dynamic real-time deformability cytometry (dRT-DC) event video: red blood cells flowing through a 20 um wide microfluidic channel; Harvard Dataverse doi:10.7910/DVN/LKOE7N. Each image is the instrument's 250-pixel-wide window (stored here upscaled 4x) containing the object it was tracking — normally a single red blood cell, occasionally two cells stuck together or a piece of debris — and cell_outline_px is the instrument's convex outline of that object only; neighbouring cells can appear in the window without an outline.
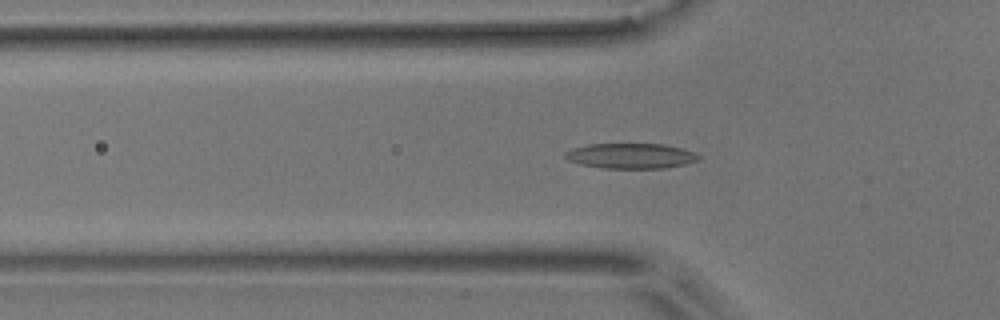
{"species": "common noctule bat (a hibernating species)", "species_latin": "Nyctalus noctula", "temperature_condition": "room temperature", "stored_images_in_passage": 46, "camera_frame_rate_fps": 3000, "um_per_image_px": 0.085, "animal": {"sex": "male", "body_mass_g": 17.9}, "frame": {"image": 1, "passage_image": 9, "time_ms": 2.667, "image_size_px": [1000, 320], "cell_outline_px": [[700, 160], [684, 164], [664, 168], [604, 168], [580, 164], [568, 160], [564, 156], [564, 152], [572, 148], [588, 144], [664, 144], [680, 148], [692, 152], [700, 156]], "centroid_in_image_um": [53.59, 13.25], "position_along_channel_um": 72.2, "area_um2": 19.54}}
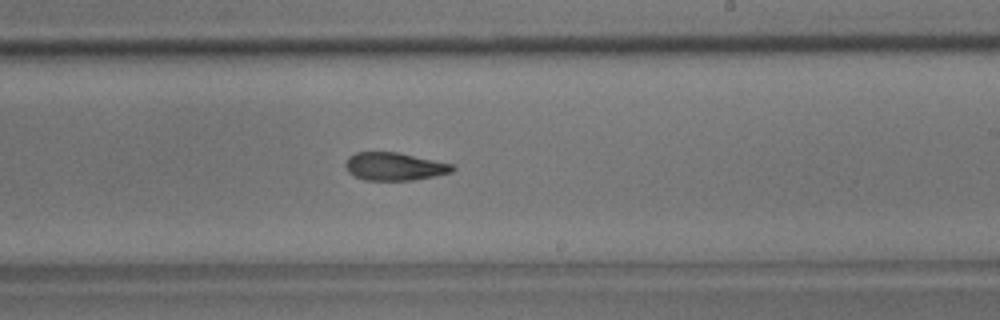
{"frame": {"image": 2, "passage_image": 24, "time_ms": 7.667, "image_size_px": [1000, 320], "cell_outline_px": [[456, 168], [452, 172], [436, 176], [412, 180], [364, 180], [348, 172], [344, 164], [348, 156], [356, 152], [396, 152], [456, 164]], "centroid_in_image_um": [33.56, 14.15], "position_along_channel_um": 255.4, "area_um2": 17.57}}
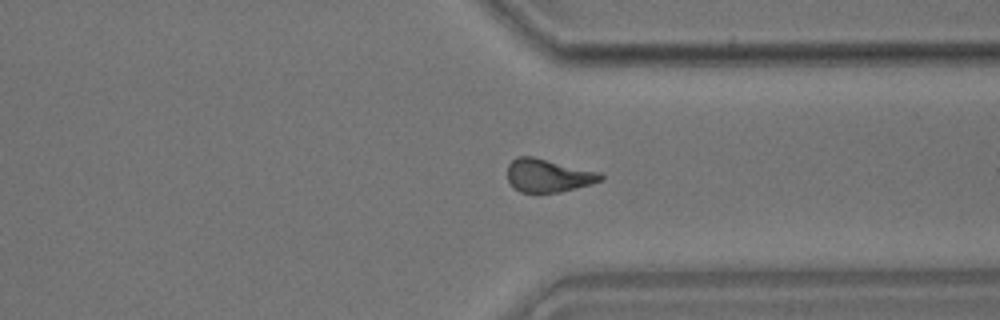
{"frame": {"image": 3, "passage_image": 33, "time_ms": 10.667, "image_size_px": [1000, 320], "cell_outline_px": [[604, 180], [592, 184], [560, 192], [520, 192], [508, 180], [508, 164], [516, 156], [532, 156], [600, 172], [604, 176]], "centroid_in_image_um": [46.62, 14.91], "position_along_channel_um": 364.8, "area_um2": 17.98}, "authors_computed_cell_mechanics": {"area_um2": 18.0625, "velocity_mm_per_s": 3.6485, "shape_relaxation_time_tau1_ms": 5.3393, "shape_relaxation_time_tau2_ms": 4.7922, "deformation_change_tau1": 0.1577, "deformation_change_tau2": 0.1406}}